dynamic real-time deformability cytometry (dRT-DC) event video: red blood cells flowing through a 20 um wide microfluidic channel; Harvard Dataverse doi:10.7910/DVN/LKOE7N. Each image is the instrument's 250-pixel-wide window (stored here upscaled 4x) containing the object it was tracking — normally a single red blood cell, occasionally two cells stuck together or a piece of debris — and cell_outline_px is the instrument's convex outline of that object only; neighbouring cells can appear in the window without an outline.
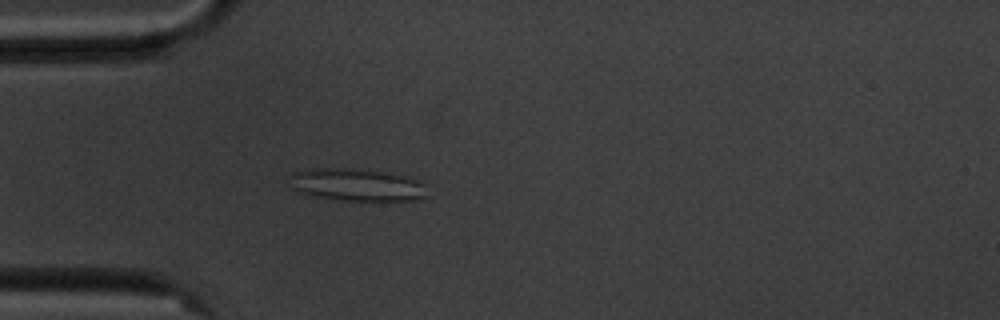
{"species": "common noctule bat (a hibernating species)", "species_latin": "Nyctalus noctula", "temperature_condition": "cold", "stored_images_in_passage": 56, "camera_frame_rate_fps": 3000, "um_per_image_px": 0.085, "animal": {"sex": "male", "body_mass_g": 20.1, "forearm_length_mm": 53.5}, "frame": {"image": 1, "passage_image": 16, "time_ms": 5.0, "image_size_px": [1000, 320], "cell_outline_px": [[428, 196], [412, 200], [344, 200], [308, 196], [292, 188], [292, 172], [308, 168], [356, 168], [392, 172], [416, 180], [424, 184]], "centroid_in_image_um": [30.32, 15.69], "position_along_channel_um": 54.7, "area_um2": 26.18}}
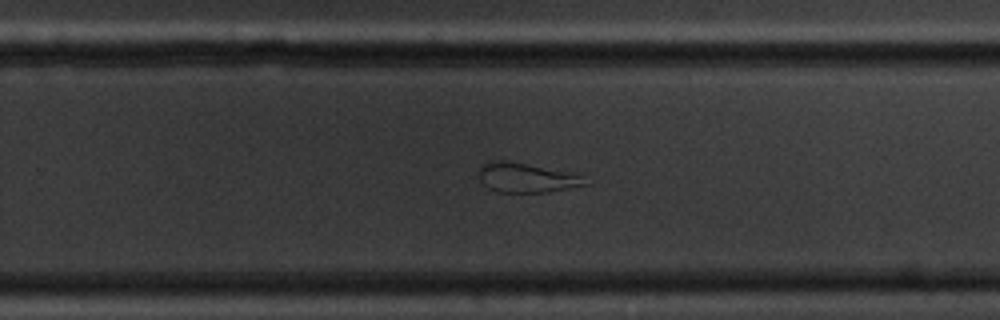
{"frame": {"image": 2, "passage_image": 36, "time_ms": 11.667, "image_size_px": [1000, 320], "cell_outline_px": [[588, 184], [548, 192], [496, 192], [488, 188], [476, 176], [480, 168], [488, 160], [504, 160], [524, 164], [580, 176]], "centroid_in_image_um": [44.6, 15.12], "position_along_channel_um": 285.2, "area_um2": 17.69}}
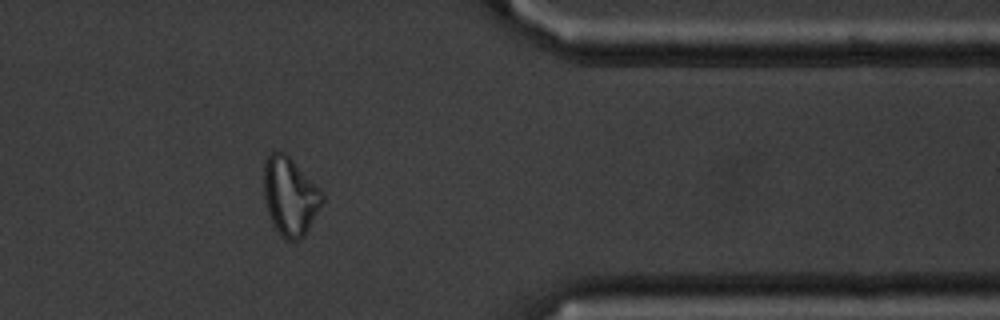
{"frame": {"image": 3, "passage_image": 46, "time_ms": 15.0, "image_size_px": [1000, 320], "cell_outline_px": [[324, 200], [304, 236], [300, 240], [284, 240], [272, 224], [264, 200], [264, 164], [268, 156], [272, 152], [284, 152], [320, 188], [324, 196]], "centroid_in_image_um": [24.65, 16.71], "position_along_channel_um": 386.8, "area_um2": 26.47}, "authors_computed_cell_mechanics": {"area_um2": 26.4724, "velocity_mm_per_s": 3.5503, "shape_relaxation_time_tau1_ms": null, "shape_relaxation_time_tau2_ms": 2.5616, "deformation_change_tau1": null, "deformation_change_tau2": 0.0988}}